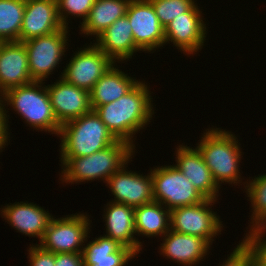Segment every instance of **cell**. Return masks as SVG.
<instances>
[{"mask_svg":"<svg viewBox=\"0 0 266 266\" xmlns=\"http://www.w3.org/2000/svg\"><path fill=\"white\" fill-rule=\"evenodd\" d=\"M149 87L139 82L126 95L98 106L95 112L118 140L133 143V136L148 125L154 115Z\"/></svg>","mask_w":266,"mask_h":266,"instance_id":"obj_1","label":"cell"},{"mask_svg":"<svg viewBox=\"0 0 266 266\" xmlns=\"http://www.w3.org/2000/svg\"><path fill=\"white\" fill-rule=\"evenodd\" d=\"M135 147L129 142L116 143L84 157H61V180L77 183L102 179L106 181L132 158ZM64 166V167H63Z\"/></svg>","mask_w":266,"mask_h":266,"instance_id":"obj_2","label":"cell"},{"mask_svg":"<svg viewBox=\"0 0 266 266\" xmlns=\"http://www.w3.org/2000/svg\"><path fill=\"white\" fill-rule=\"evenodd\" d=\"M61 157H84L118 141L95 110L60 127Z\"/></svg>","mask_w":266,"mask_h":266,"instance_id":"obj_3","label":"cell"},{"mask_svg":"<svg viewBox=\"0 0 266 266\" xmlns=\"http://www.w3.org/2000/svg\"><path fill=\"white\" fill-rule=\"evenodd\" d=\"M196 147L220 187L222 183H241L239 163L242 152L235 135L219 128H211L203 134Z\"/></svg>","mask_w":266,"mask_h":266,"instance_id":"obj_4","label":"cell"},{"mask_svg":"<svg viewBox=\"0 0 266 266\" xmlns=\"http://www.w3.org/2000/svg\"><path fill=\"white\" fill-rule=\"evenodd\" d=\"M42 84V81H33L11 88L0 98L3 99L2 102L7 103H3V106H12L31 127L59 135L61 125L54 115L46 85L44 87Z\"/></svg>","mask_w":266,"mask_h":266,"instance_id":"obj_5","label":"cell"},{"mask_svg":"<svg viewBox=\"0 0 266 266\" xmlns=\"http://www.w3.org/2000/svg\"><path fill=\"white\" fill-rule=\"evenodd\" d=\"M151 176L154 201L170 211L196 205L206 199L174 165L151 169Z\"/></svg>","mask_w":266,"mask_h":266,"instance_id":"obj_6","label":"cell"},{"mask_svg":"<svg viewBox=\"0 0 266 266\" xmlns=\"http://www.w3.org/2000/svg\"><path fill=\"white\" fill-rule=\"evenodd\" d=\"M89 220L83 213L52 218L38 245L52 253H82L81 246L85 245L90 229Z\"/></svg>","mask_w":266,"mask_h":266,"instance_id":"obj_7","label":"cell"},{"mask_svg":"<svg viewBox=\"0 0 266 266\" xmlns=\"http://www.w3.org/2000/svg\"><path fill=\"white\" fill-rule=\"evenodd\" d=\"M68 27L51 34L29 39L24 43L33 81H44L56 69L66 52Z\"/></svg>","mask_w":266,"mask_h":266,"instance_id":"obj_8","label":"cell"},{"mask_svg":"<svg viewBox=\"0 0 266 266\" xmlns=\"http://www.w3.org/2000/svg\"><path fill=\"white\" fill-rule=\"evenodd\" d=\"M215 201V199H205L196 205L172 209L170 229L178 233L204 238L212 245L213 238L223 228L219 216L209 207Z\"/></svg>","mask_w":266,"mask_h":266,"instance_id":"obj_9","label":"cell"},{"mask_svg":"<svg viewBox=\"0 0 266 266\" xmlns=\"http://www.w3.org/2000/svg\"><path fill=\"white\" fill-rule=\"evenodd\" d=\"M114 63L95 44H90L75 53L60 76L69 84L90 91Z\"/></svg>","mask_w":266,"mask_h":266,"instance_id":"obj_10","label":"cell"},{"mask_svg":"<svg viewBox=\"0 0 266 266\" xmlns=\"http://www.w3.org/2000/svg\"><path fill=\"white\" fill-rule=\"evenodd\" d=\"M126 16L131 24L135 45L141 51L151 52L165 45V28L149 0H131Z\"/></svg>","mask_w":266,"mask_h":266,"instance_id":"obj_11","label":"cell"},{"mask_svg":"<svg viewBox=\"0 0 266 266\" xmlns=\"http://www.w3.org/2000/svg\"><path fill=\"white\" fill-rule=\"evenodd\" d=\"M128 163L129 161L106 181L114 195L113 202L134 208L154 202L151 171L147 176L126 171L125 168Z\"/></svg>","mask_w":266,"mask_h":266,"instance_id":"obj_12","label":"cell"},{"mask_svg":"<svg viewBox=\"0 0 266 266\" xmlns=\"http://www.w3.org/2000/svg\"><path fill=\"white\" fill-rule=\"evenodd\" d=\"M48 86L46 88L50 103L60 125L92 110L88 90L69 84L61 77L56 83Z\"/></svg>","mask_w":266,"mask_h":266,"instance_id":"obj_13","label":"cell"},{"mask_svg":"<svg viewBox=\"0 0 266 266\" xmlns=\"http://www.w3.org/2000/svg\"><path fill=\"white\" fill-rule=\"evenodd\" d=\"M201 14L202 12L195 4L188 12L175 18L165 28V44L171 41L177 49L184 51L187 55H193L199 51L204 46L207 32Z\"/></svg>","mask_w":266,"mask_h":266,"instance_id":"obj_14","label":"cell"},{"mask_svg":"<svg viewBox=\"0 0 266 266\" xmlns=\"http://www.w3.org/2000/svg\"><path fill=\"white\" fill-rule=\"evenodd\" d=\"M65 28L62 24L56 0H26L20 42L45 36Z\"/></svg>","mask_w":266,"mask_h":266,"instance_id":"obj_15","label":"cell"},{"mask_svg":"<svg viewBox=\"0 0 266 266\" xmlns=\"http://www.w3.org/2000/svg\"><path fill=\"white\" fill-rule=\"evenodd\" d=\"M33 82L23 42H0V97L7 90Z\"/></svg>","mask_w":266,"mask_h":266,"instance_id":"obj_16","label":"cell"},{"mask_svg":"<svg viewBox=\"0 0 266 266\" xmlns=\"http://www.w3.org/2000/svg\"><path fill=\"white\" fill-rule=\"evenodd\" d=\"M176 165L194 187L206 198L217 199L219 186L197 148L179 145L176 152ZM217 196V197H216Z\"/></svg>","mask_w":266,"mask_h":266,"instance_id":"obj_17","label":"cell"},{"mask_svg":"<svg viewBox=\"0 0 266 266\" xmlns=\"http://www.w3.org/2000/svg\"><path fill=\"white\" fill-rule=\"evenodd\" d=\"M164 236L160 246L163 256L184 266L198 264L207 255L211 245L204 238L178 233L171 229Z\"/></svg>","mask_w":266,"mask_h":266,"instance_id":"obj_18","label":"cell"},{"mask_svg":"<svg viewBox=\"0 0 266 266\" xmlns=\"http://www.w3.org/2000/svg\"><path fill=\"white\" fill-rule=\"evenodd\" d=\"M1 213L9 224L19 232L42 240L53 216L43 208L33 203L17 202L12 205L7 204L2 208Z\"/></svg>","mask_w":266,"mask_h":266,"instance_id":"obj_19","label":"cell"},{"mask_svg":"<svg viewBox=\"0 0 266 266\" xmlns=\"http://www.w3.org/2000/svg\"><path fill=\"white\" fill-rule=\"evenodd\" d=\"M111 202L107 204L104 215L107 232L105 236L116 240L122 246L128 247L137 255L142 249V242L136 240L134 236L136 234L134 207L112 200Z\"/></svg>","mask_w":266,"mask_h":266,"instance_id":"obj_20","label":"cell"},{"mask_svg":"<svg viewBox=\"0 0 266 266\" xmlns=\"http://www.w3.org/2000/svg\"><path fill=\"white\" fill-rule=\"evenodd\" d=\"M94 44L114 62L132 58L141 51L134 42L131 24L127 16L118 18L106 30L96 37Z\"/></svg>","mask_w":266,"mask_h":266,"instance_id":"obj_21","label":"cell"},{"mask_svg":"<svg viewBox=\"0 0 266 266\" xmlns=\"http://www.w3.org/2000/svg\"><path fill=\"white\" fill-rule=\"evenodd\" d=\"M84 266H125L137 255L116 240L100 236L82 246Z\"/></svg>","mask_w":266,"mask_h":266,"instance_id":"obj_22","label":"cell"},{"mask_svg":"<svg viewBox=\"0 0 266 266\" xmlns=\"http://www.w3.org/2000/svg\"><path fill=\"white\" fill-rule=\"evenodd\" d=\"M140 81L134 80L113 64L109 70L101 76L89 91L92 110L98 106L111 103L126 95Z\"/></svg>","mask_w":266,"mask_h":266,"instance_id":"obj_23","label":"cell"},{"mask_svg":"<svg viewBox=\"0 0 266 266\" xmlns=\"http://www.w3.org/2000/svg\"><path fill=\"white\" fill-rule=\"evenodd\" d=\"M131 0H96L81 24V33L99 36L118 18L126 15Z\"/></svg>","mask_w":266,"mask_h":266,"instance_id":"obj_24","label":"cell"},{"mask_svg":"<svg viewBox=\"0 0 266 266\" xmlns=\"http://www.w3.org/2000/svg\"><path fill=\"white\" fill-rule=\"evenodd\" d=\"M162 206L154 201L134 208L135 231L138 235H161L163 238L170 230V210Z\"/></svg>","mask_w":266,"mask_h":266,"instance_id":"obj_25","label":"cell"},{"mask_svg":"<svg viewBox=\"0 0 266 266\" xmlns=\"http://www.w3.org/2000/svg\"><path fill=\"white\" fill-rule=\"evenodd\" d=\"M26 0H0V42L19 41Z\"/></svg>","mask_w":266,"mask_h":266,"instance_id":"obj_26","label":"cell"},{"mask_svg":"<svg viewBox=\"0 0 266 266\" xmlns=\"http://www.w3.org/2000/svg\"><path fill=\"white\" fill-rule=\"evenodd\" d=\"M251 207L252 217L249 233L265 232L266 229V174L259 175L245 186Z\"/></svg>","mask_w":266,"mask_h":266,"instance_id":"obj_27","label":"cell"},{"mask_svg":"<svg viewBox=\"0 0 266 266\" xmlns=\"http://www.w3.org/2000/svg\"><path fill=\"white\" fill-rule=\"evenodd\" d=\"M161 25L166 28L175 18L188 12L196 3L194 0H149Z\"/></svg>","mask_w":266,"mask_h":266,"instance_id":"obj_28","label":"cell"},{"mask_svg":"<svg viewBox=\"0 0 266 266\" xmlns=\"http://www.w3.org/2000/svg\"><path fill=\"white\" fill-rule=\"evenodd\" d=\"M56 1H57L59 18L64 27H67L68 26L67 19L70 14L72 16L74 15L75 17L82 18L83 20L82 22H84L96 0H56Z\"/></svg>","mask_w":266,"mask_h":266,"instance_id":"obj_29","label":"cell"},{"mask_svg":"<svg viewBox=\"0 0 266 266\" xmlns=\"http://www.w3.org/2000/svg\"><path fill=\"white\" fill-rule=\"evenodd\" d=\"M221 266H255L252 244L246 238L243 239Z\"/></svg>","mask_w":266,"mask_h":266,"instance_id":"obj_30","label":"cell"},{"mask_svg":"<svg viewBox=\"0 0 266 266\" xmlns=\"http://www.w3.org/2000/svg\"><path fill=\"white\" fill-rule=\"evenodd\" d=\"M30 266H55V253L33 245L28 250Z\"/></svg>","mask_w":266,"mask_h":266,"instance_id":"obj_31","label":"cell"},{"mask_svg":"<svg viewBox=\"0 0 266 266\" xmlns=\"http://www.w3.org/2000/svg\"><path fill=\"white\" fill-rule=\"evenodd\" d=\"M264 232H255L246 234V238L255 252V266H266V240L262 239Z\"/></svg>","mask_w":266,"mask_h":266,"instance_id":"obj_32","label":"cell"},{"mask_svg":"<svg viewBox=\"0 0 266 266\" xmlns=\"http://www.w3.org/2000/svg\"><path fill=\"white\" fill-rule=\"evenodd\" d=\"M55 266H84L82 253H55Z\"/></svg>","mask_w":266,"mask_h":266,"instance_id":"obj_33","label":"cell"},{"mask_svg":"<svg viewBox=\"0 0 266 266\" xmlns=\"http://www.w3.org/2000/svg\"><path fill=\"white\" fill-rule=\"evenodd\" d=\"M2 103H3L2 99L0 98V151L2 150V148H4L6 146V143H8L7 141L9 140L8 137H10V136H8L10 134V133H8V131H9L8 119L9 118H7V117H9V115L7 116V114H6L7 111H6V109Z\"/></svg>","mask_w":266,"mask_h":266,"instance_id":"obj_34","label":"cell"}]
</instances>
